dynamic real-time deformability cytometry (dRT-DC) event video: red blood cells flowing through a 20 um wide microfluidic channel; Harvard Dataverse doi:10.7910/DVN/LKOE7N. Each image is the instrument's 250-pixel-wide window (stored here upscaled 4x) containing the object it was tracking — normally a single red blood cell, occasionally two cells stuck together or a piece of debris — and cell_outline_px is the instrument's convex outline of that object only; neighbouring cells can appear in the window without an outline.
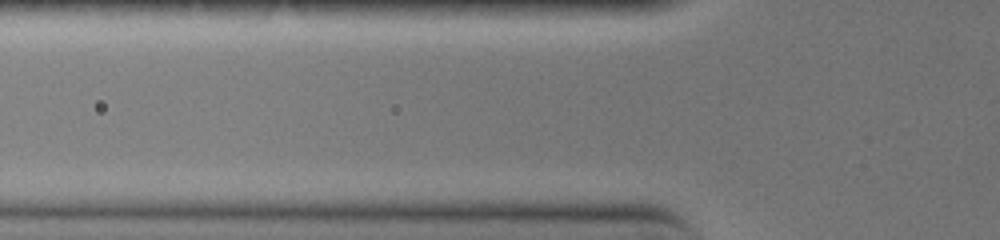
{"species": "common noctule bat (a hibernating species)", "species_latin": "Nyctalus noctula", "temperature_condition": "warm", "stored_images_in_passage": 3, "camera_frame_rate_fps": 3000, "um_per_image_px": 0.085, "animal": {"sex": "female", "body_mass_g": 19.0, "forearm_length_mm": 51.5}, "frame": {"image": 1, "passage_image": 2, "time_ms": 0.333, "image_size_px": [1000, 240], "cell_outline_px": [[644, 164], [624, 168], [512, 168], [504, 164], [508, 160], [520, 156], [608, 156], [644, 160]], "centroid_in_image_um": [48.65, 13.78], "position_along_channel_um": 77.2, "area_um2": 10.87}}